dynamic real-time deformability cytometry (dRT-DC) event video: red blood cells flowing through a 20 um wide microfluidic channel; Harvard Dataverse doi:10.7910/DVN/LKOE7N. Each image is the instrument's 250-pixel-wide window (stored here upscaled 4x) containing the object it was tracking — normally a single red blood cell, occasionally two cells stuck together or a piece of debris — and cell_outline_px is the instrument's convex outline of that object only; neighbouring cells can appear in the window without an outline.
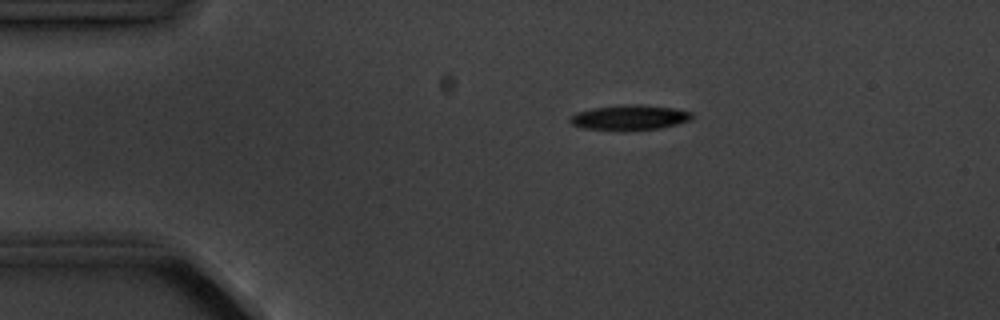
{"species": "common noctule bat (a hibernating species)", "species_latin": "Nyctalus noctula", "temperature_condition": "cold", "stored_images_in_passage": 6, "camera_frame_rate_fps": 3000, "um_per_image_px": 0.085, "animal": {"sex": "male", "body_mass_g": 20.1, "forearm_length_mm": 53.5}, "frame": {"image": 1, "passage_image": 3, "time_ms": 2.333, "image_size_px": [1000, 320], "cell_outline_px": [[692, 116], [688, 120], [676, 124], [660, 128], [584, 128], [572, 124], [568, 120], [568, 116], [576, 112], [592, 108], [624, 104], [640, 104], [672, 108], [692, 112]], "centroid_in_image_um": [53.47, 9.94], "position_along_channel_um": 31.5, "area_um2": 17.05}}